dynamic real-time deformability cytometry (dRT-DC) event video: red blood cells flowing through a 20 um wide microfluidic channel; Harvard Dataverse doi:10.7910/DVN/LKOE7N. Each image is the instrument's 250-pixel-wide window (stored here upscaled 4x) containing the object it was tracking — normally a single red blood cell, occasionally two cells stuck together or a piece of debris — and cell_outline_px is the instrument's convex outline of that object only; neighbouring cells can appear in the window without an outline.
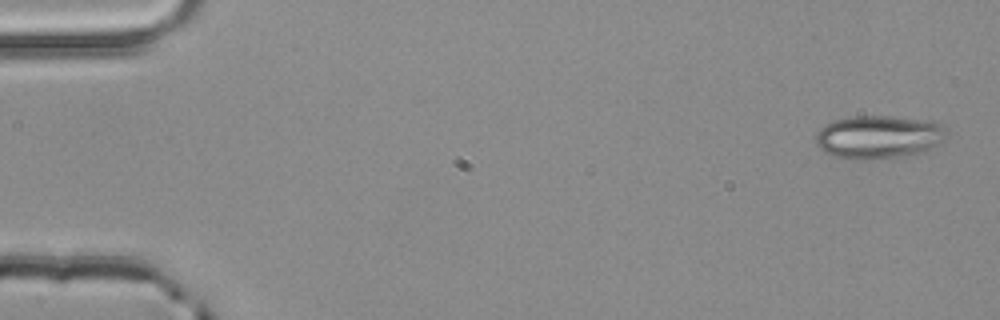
{"species": "common noctule bat (a hibernating species)", "species_latin": "Nyctalus noctula", "temperature_condition": "room temperature", "stored_images_in_passage": 3, "camera_frame_rate_fps": 3000, "um_per_image_px": 0.085, "animal": {"sex": "male", "body_mass_g": 20.4}, "frame": {"image": 1, "passage_image": 1, "time_ms": 0.0, "image_size_px": [1000, 320], "cell_outline_px": [[944, 140], [924, 152], [900, 156], [872, 160], [852, 160], [836, 156], [824, 152], [816, 144], [816, 132], [824, 124], [832, 120], [856, 116], [892, 116], [936, 120], [944, 124]], "centroid_in_image_um": [74.68, 11.63], "position_along_channel_um": 10.3, "area_um2": 33.41}}